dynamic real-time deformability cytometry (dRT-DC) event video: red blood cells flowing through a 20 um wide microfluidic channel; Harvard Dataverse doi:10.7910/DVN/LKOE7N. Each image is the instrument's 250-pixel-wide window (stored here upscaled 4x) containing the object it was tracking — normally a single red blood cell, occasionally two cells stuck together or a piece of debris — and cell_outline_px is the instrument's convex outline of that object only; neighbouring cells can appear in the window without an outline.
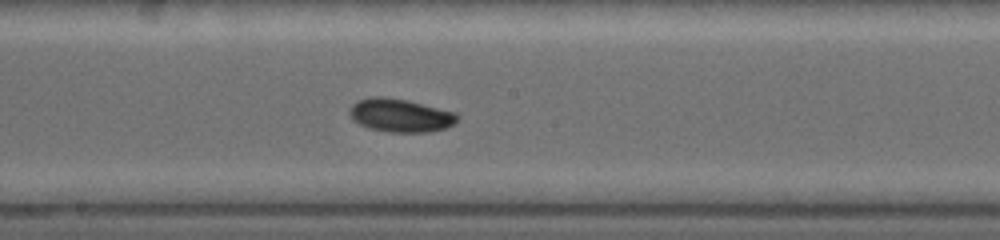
{"species": "common noctule bat (a hibernating species)", "species_latin": "Nyctalus noctula", "temperature_condition": "warm", "stored_images_in_passage": 13, "camera_frame_rate_fps": 5000, "um_per_image_px": 0.085, "animal": {"sex": "female", "body_mass_g": 19.0, "forearm_length_mm": 53.3}, "frame": {"image": 1, "passage_image": 13, "time_ms": 2.8, "image_size_px": [1000, 240], "cell_outline_px": [[460, 116], [456, 124], [444, 128], [428, 132], [388, 132], [368, 128], [352, 120], [348, 112], [348, 108], [356, 100], [372, 96], [384, 96], [408, 100], [456, 112]], "centroid_in_image_um": [34.01, 9.79], "position_along_channel_um": 214.2, "area_um2": 21.33}}